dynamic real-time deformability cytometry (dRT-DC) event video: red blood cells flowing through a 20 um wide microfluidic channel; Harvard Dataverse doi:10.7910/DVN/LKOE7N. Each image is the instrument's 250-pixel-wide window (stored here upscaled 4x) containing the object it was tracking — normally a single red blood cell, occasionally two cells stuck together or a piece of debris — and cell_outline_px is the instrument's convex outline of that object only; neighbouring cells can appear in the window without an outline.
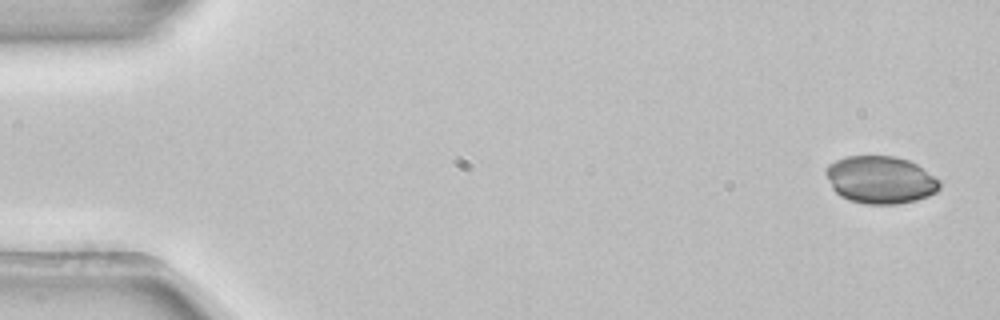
{"species": "common noctule bat (a hibernating species)", "species_latin": "Nyctalus noctula", "temperature_condition": "room temperature", "stored_images_in_passage": 3, "segment_of_instrument_passage": [2, 2], "camera_frame_rate_fps": 3000, "um_per_image_px": 0.085, "animal": {"sex": "female", "body_mass_g": 22.7, "forearm_length_mm": 54.2}, "frame": {"image": 1, "passage_image": 3, "time_ms": 0.667, "image_size_px": [1000, 320], "cell_outline_px": [[940, 188], [936, 192], [928, 196], [916, 200], [896, 204], [864, 204], [848, 200], [840, 196], [832, 188], [824, 172], [824, 168], [828, 164], [836, 160], [848, 156], [896, 156], [908, 160], [916, 164], [940, 180]], "centroid_in_image_um": [74.81, 15.28], "position_along_channel_um": 10.2, "area_um2": 31.67}}